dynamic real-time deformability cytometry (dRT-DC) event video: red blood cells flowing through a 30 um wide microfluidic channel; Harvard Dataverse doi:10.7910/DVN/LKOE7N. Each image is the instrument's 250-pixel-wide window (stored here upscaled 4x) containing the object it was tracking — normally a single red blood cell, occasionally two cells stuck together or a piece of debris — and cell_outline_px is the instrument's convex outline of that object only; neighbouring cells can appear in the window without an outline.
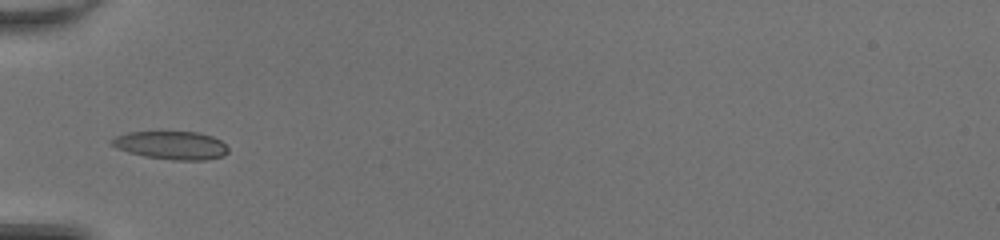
{"species": "common noctule bat (a hibernating species)", "species_latin": "Nyctalus noctula", "temperature_condition": "room temperature", "stored_images_in_passage": 30, "camera_frame_rate_fps": 3000, "um_per_image_px": 0.085, "animal": {"sex": "female", "body_mass_g": 20.0, "forearm_length_mm": 54.0}, "frame": {"image": 1, "passage_image": 1, "time_ms": 0.0, "image_size_px": [1000, 240], "cell_outline_px": [[228, 152], [224, 156], [208, 160], [172, 160], [144, 156], [128, 152], [116, 148], [108, 144], [108, 140], [116, 136], [128, 132], [200, 132], [212, 136], [220, 140], [228, 148]], "centroid_in_image_um": [14.53, 12.35], "position_along_channel_um": 70.5, "area_um2": 19.36}}
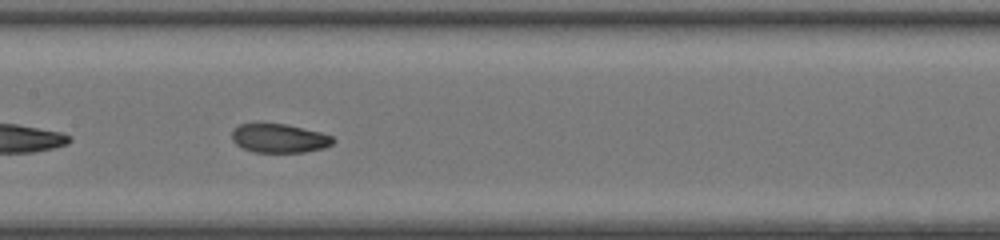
{"frame": {"image": 2, "passage_image": 9, "time_ms": 2.667, "image_size_px": [1000, 240], "cell_outline_px": [[336, 140], [332, 144], [324, 148], [304, 152], [252, 152], [236, 144], [232, 140], [232, 128], [240, 124], [256, 120], [260, 120], [288, 124], [320, 132], [332, 136]], "centroid_in_image_um": [23.68, 11.7], "position_along_channel_um": 183.7, "area_um2": 17.8}}
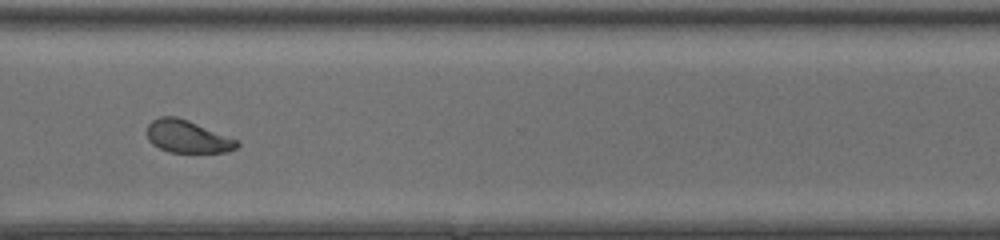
{"frame": {"image": 3, "passage_image": 21, "time_ms": 6.667, "image_size_px": [1000, 240], "cell_outline_px": [[240, 144], [236, 148], [228, 152], [168, 152], [152, 144], [148, 140], [148, 124], [152, 120], [160, 116], [176, 116], [188, 120], [240, 140]], "centroid_in_image_um": [15.96, 11.61], "position_along_channel_um": 354.6, "area_um2": 17.17}, "authors_computed_cell_mechanics": {"area_um2": 17.6868, "velocity_mm_per_s": 4.2855, "shape_relaxation_time_tau1_ms": 3.1195, "shape_relaxation_time_tau2_ms": 2.2169, "deformation_change_tau1": 0.1517, "deformation_change_tau2": 0.0838}}